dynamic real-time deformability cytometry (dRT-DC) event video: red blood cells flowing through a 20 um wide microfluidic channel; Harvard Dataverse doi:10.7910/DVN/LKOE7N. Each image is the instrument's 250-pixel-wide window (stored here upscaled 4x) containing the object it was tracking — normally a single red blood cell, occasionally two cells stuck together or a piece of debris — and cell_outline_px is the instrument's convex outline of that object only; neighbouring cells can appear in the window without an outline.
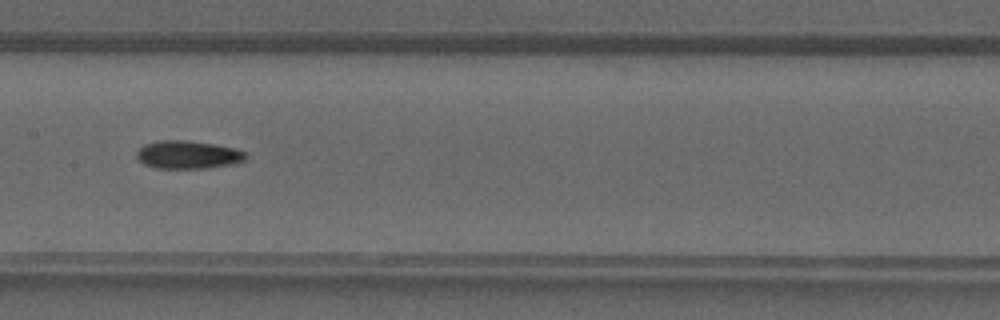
{"species": "common noctule bat (a hibernating species)", "species_latin": "Nyctalus noctula", "temperature_condition": "warm", "stored_images_in_passage": 30, "camera_frame_rate_fps": 3000, "um_per_image_px": 0.085, "animal": {"sex": "male", "forearm_length_mm": 52.5}, "frame": {"image": 1, "passage_image": 11, "time_ms": 3.333, "image_size_px": [1000, 320], "cell_outline_px": [[248, 156], [244, 160], [232, 164], [204, 168], [156, 168], [144, 164], [136, 156], [136, 152], [144, 144], [160, 140], [188, 140], [236, 148], [244, 152]], "centroid_in_image_um": [15.96, 13.14], "position_along_channel_um": 191.4, "area_um2": 17.74}}
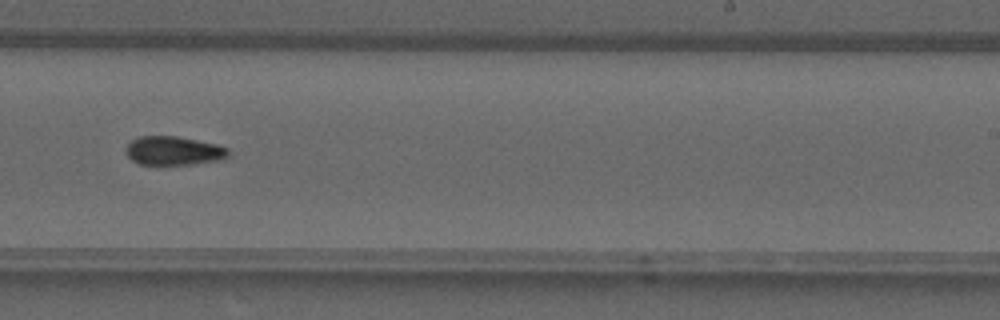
{"frame": {"image": 2, "passage_image": 16, "time_ms": 5.0, "image_size_px": [1000, 320], "cell_outline_px": [[232, 152], [224, 160], [160, 168], [140, 164], [132, 160], [128, 156], [128, 144], [132, 140], [140, 136], [176, 136], [216, 144], [228, 148]], "centroid_in_image_um": [14.8, 12.87], "position_along_channel_um": 274.2, "area_um2": 17.86}}
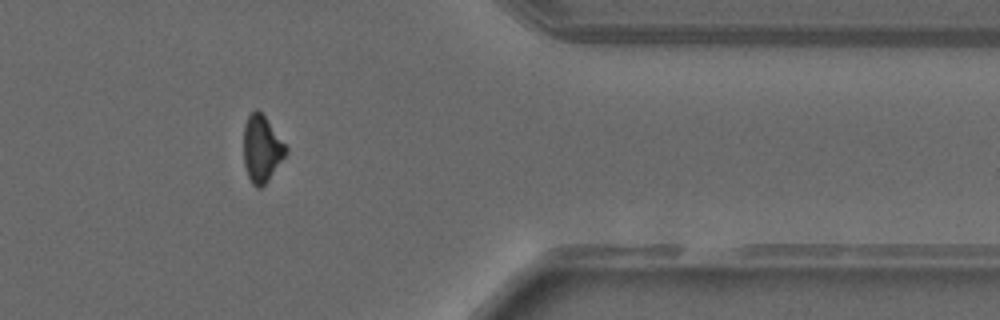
{"frame": {"image": 3, "passage_image": 24, "time_ms": 7.667, "image_size_px": [1000, 320], "cell_outline_px": [[288, 152], [264, 184], [260, 188], [256, 188], [252, 184], [248, 176], [244, 164], [244, 124], [248, 116], [256, 108], [264, 116], [288, 148]], "centroid_in_image_um": [22.23, 12.65], "position_along_channel_um": 389.2, "area_um2": 16.13}}